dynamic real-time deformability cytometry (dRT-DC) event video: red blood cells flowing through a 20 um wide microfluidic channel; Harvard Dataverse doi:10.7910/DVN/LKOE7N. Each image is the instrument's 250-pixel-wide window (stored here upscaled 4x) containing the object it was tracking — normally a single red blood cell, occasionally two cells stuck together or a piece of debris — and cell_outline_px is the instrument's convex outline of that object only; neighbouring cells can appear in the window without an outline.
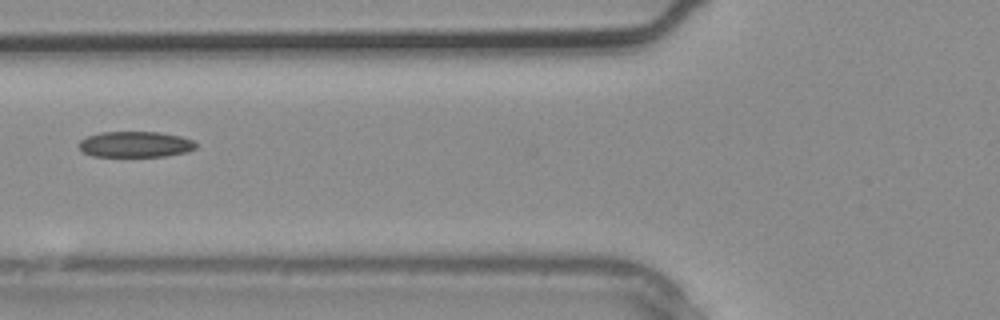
{"species": "common noctule bat (a hibernating species)", "species_latin": "Nyctalus noctula", "temperature_condition": "warm", "stored_images_in_passage": 4, "camera_frame_rate_fps": 3000, "um_per_image_px": 0.085, "animal": {"sex": "male", "body_mass_g": 20.4}, "frame": {"image": 1, "passage_image": 4, "time_ms": 1.0, "image_size_px": [1000, 320], "cell_outline_px": [[196, 148], [188, 152], [164, 156], [92, 156], [84, 152], [80, 148], [80, 140], [88, 136], [100, 132], [160, 132], [180, 136], [192, 140], [196, 144]], "centroid_in_image_um": [11.52, 12.26], "position_along_channel_um": 114.3, "area_um2": 17.51}}